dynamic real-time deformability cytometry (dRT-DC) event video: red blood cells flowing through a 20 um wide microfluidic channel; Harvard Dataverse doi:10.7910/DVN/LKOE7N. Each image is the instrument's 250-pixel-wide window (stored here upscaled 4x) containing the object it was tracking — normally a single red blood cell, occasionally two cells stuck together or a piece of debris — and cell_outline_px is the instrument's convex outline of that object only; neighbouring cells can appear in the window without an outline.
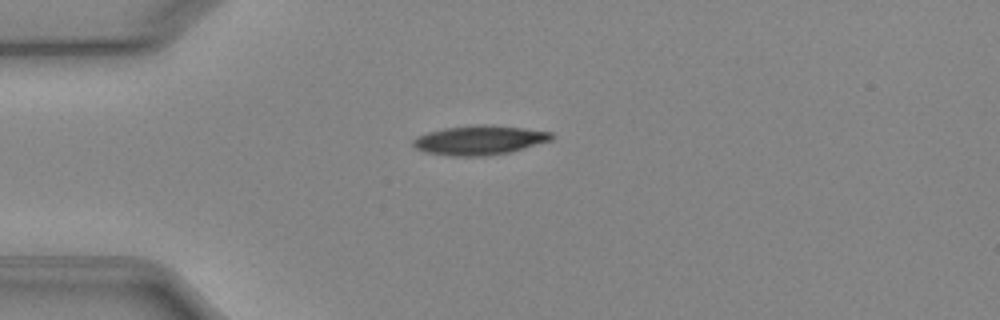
{"species": "Egyptian fruit bat (a non-hibernating species)", "species_latin": "Rousettus aegyptiacus", "temperature_condition": "cold", "stored_images_in_passage": 39, "camera_frame_rate_fps": 3000, "um_per_image_px": 0.085, "animal": {"sex": "female"}, "frame": {"image": 1, "passage_image": 1, "time_ms": 0.0, "image_size_px": [1000, 320], "cell_outline_px": [[556, 136], [552, 140], [512, 152], [480, 156], [452, 156], [424, 152], [416, 148], [412, 144], [412, 140], [416, 136], [428, 132], [444, 128], [484, 124], [524, 128], [552, 132]], "centroid_in_image_um": [40.77, 11.91], "position_along_channel_um": 44.2, "area_um2": 23.76}}
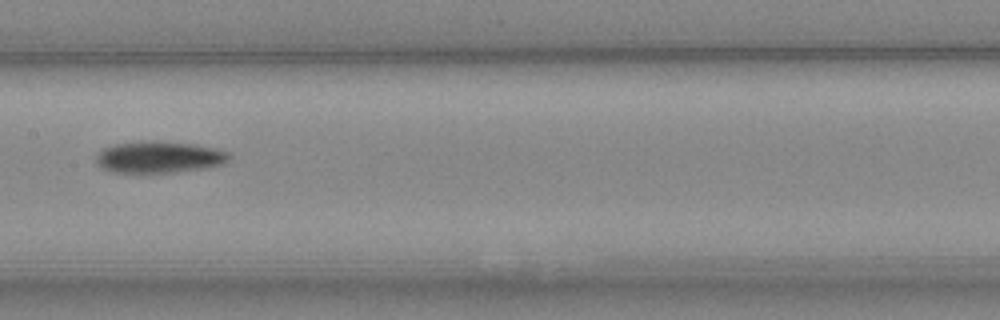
{"frame": {"image": 2, "passage_image": 14, "time_ms": 4.333, "image_size_px": [1000, 320], "cell_outline_px": [[232, 156], [224, 164], [200, 168], [172, 172], [112, 172], [100, 168], [96, 160], [96, 156], [104, 148], [112, 144], [140, 140], [160, 140], [196, 144], [216, 148], [228, 152]], "centroid_in_image_um": [13.51, 13.32], "position_along_channel_um": 193.9, "area_um2": 24.8}}
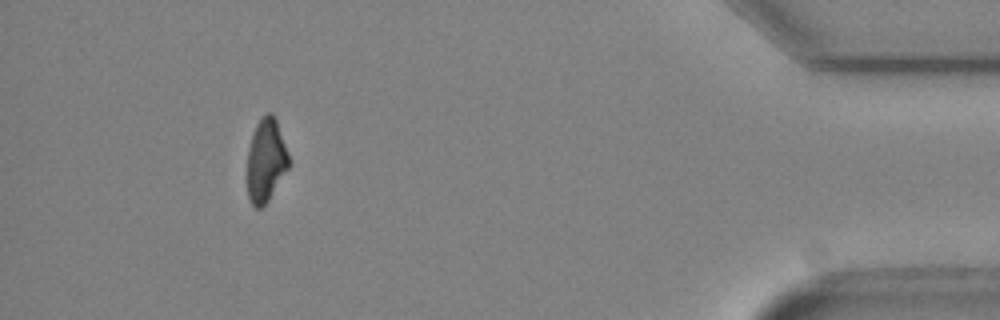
{"frame": {"image": 3, "passage_image": 35, "time_ms": 11.333, "image_size_px": [1000, 320], "cell_outline_px": [[292, 164], [268, 200], [260, 208], [256, 208], [252, 204], [248, 196], [248, 148], [256, 124], [268, 112], [272, 112], [276, 120], [288, 152]], "centroid_in_image_um": [22.63, 13.64], "position_along_channel_um": 412.6, "area_um2": 20.06}, "authors_computed_cell_mechanics": {"area_um2": 23.2934, "velocity_mm_per_s": 3.9596, "shape_relaxation_time_tau1_ms": 4.821, "shape_relaxation_time_tau2_ms": null, "deformation_change_tau1": 0.1418, "deformation_change_tau2": null}}